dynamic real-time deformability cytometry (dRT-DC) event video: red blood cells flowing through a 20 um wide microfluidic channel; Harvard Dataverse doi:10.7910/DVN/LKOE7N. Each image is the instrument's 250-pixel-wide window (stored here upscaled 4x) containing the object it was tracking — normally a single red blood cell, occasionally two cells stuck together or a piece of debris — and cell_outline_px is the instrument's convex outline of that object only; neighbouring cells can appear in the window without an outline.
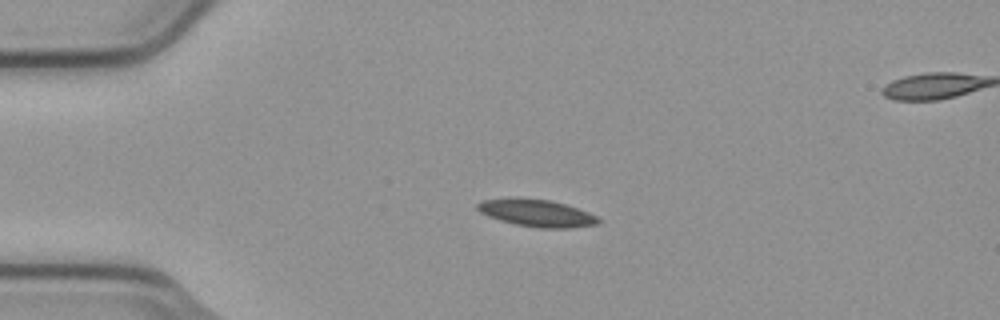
{"species": "common noctule bat (a hibernating species)", "species_latin": "Nyctalus noctula", "temperature_condition": "cold", "stored_images_in_passage": 5, "camera_frame_rate_fps": 3000, "um_per_image_px": 0.085, "animal": {"sex": "male", "body_mass_g": 23.1, "forearm_length_mm": 52.7}, "frame": {"image": 1, "passage_image": 3, "time_ms": 0.667, "image_size_px": [1000, 320], "cell_outline_px": [[600, 220], [596, 224], [572, 228], [540, 228], [516, 224], [500, 220], [488, 216], [480, 212], [476, 208], [476, 204], [484, 200], [516, 196], [552, 200], [588, 212], [596, 216]], "centroid_in_image_um": [45.57, 18.08], "position_along_channel_um": 39.4, "area_um2": 19.31}}
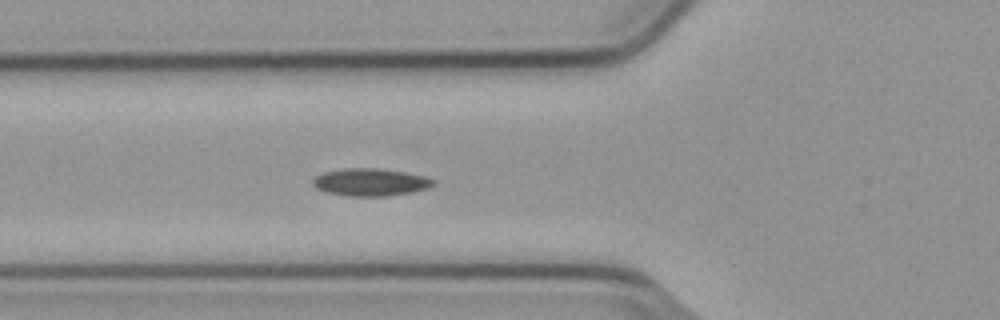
{"frame": {"image": 2, "passage_image": 5, "time_ms": 1.333, "image_size_px": [1000, 320], "cell_outline_px": [[436, 184], [428, 188], [412, 192], [388, 196], [348, 196], [324, 192], [316, 188], [312, 184], [312, 180], [316, 176], [324, 172], [344, 168], [380, 168], [404, 172], [424, 176], [436, 180]], "centroid_in_image_um": [31.49, 15.49], "position_along_channel_um": 94.3, "area_um2": 19.48}}